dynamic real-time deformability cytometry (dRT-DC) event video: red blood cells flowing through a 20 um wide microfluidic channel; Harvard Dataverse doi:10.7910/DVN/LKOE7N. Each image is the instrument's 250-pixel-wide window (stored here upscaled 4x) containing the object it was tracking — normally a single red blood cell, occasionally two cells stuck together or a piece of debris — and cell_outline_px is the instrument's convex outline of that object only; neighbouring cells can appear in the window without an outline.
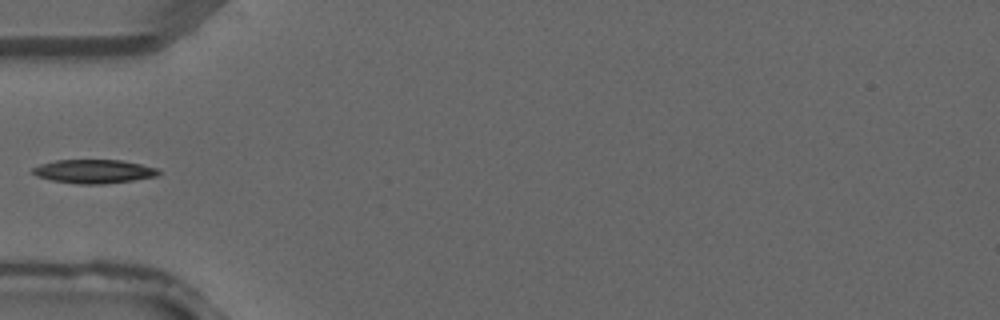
{"species": "common noctule bat (a hibernating species)", "species_latin": "Nyctalus noctula", "temperature_condition": "warm", "stored_images_in_passage": 5, "camera_frame_rate_fps": 3000, "um_per_image_px": 0.085, "animal": {"sex": "male", "forearm_length_mm": 52.5}, "frame": {"image": 1, "passage_image": 5, "time_ms": 1.333, "image_size_px": [1000, 320], "cell_outline_px": [[160, 172], [156, 176], [132, 180], [104, 184], [76, 184], [52, 180], [36, 176], [32, 172], [32, 168], [40, 164], [56, 160], [120, 160], [140, 164], [156, 168]], "centroid_in_image_um": [7.94, 14.57], "position_along_channel_um": 77.1, "area_um2": 17.28}}